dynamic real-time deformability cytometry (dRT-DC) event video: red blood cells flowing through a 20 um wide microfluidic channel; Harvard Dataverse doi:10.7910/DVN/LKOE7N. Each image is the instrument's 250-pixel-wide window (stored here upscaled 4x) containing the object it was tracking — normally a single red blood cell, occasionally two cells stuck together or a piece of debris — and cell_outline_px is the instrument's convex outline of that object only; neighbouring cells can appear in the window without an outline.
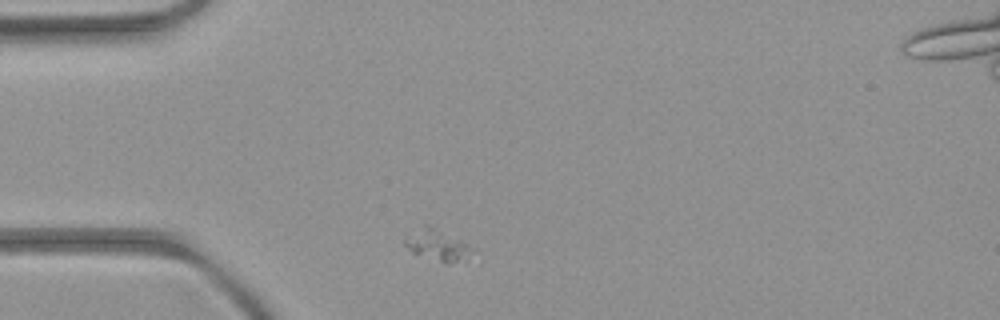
{"species": "common noctule bat (a hibernating species)", "species_latin": "Nyctalus noctula", "temperature_condition": "room temperature", "stored_images_in_passage": 6, "camera_frame_rate_fps": 3000, "um_per_image_px": 0.085, "animal": {"sex": "female", "body_mass_g": 21.9}, "frame": {"image": 1, "passage_image": 1, "time_ms": 0.0, "image_size_px": [1000, 320], "cell_outline_px": [[476, 248], [456, 260], [448, 264], [444, 264], [412, 252], [404, 244], [404, 236], [424, 224], [428, 224]], "centroid_in_image_um": [37.07, 20.8], "position_along_channel_um": 47.9, "area_um2": 11.91}}
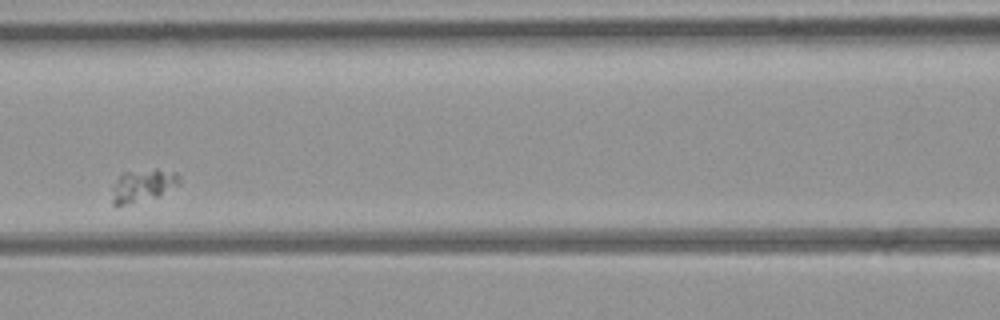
{"frame": {"image": 2, "passage_image": 4, "time_ms": 3.333, "image_size_px": [1000, 320], "cell_outline_px": [[180, 184], [156, 196], [124, 204], [112, 204], [112, 188], [116, 180], [124, 172], [156, 168], [176, 172], [180, 176]], "centroid_in_image_um": [12.16, 15.72], "position_along_channel_um": 154.4, "area_um2": 12.48}}
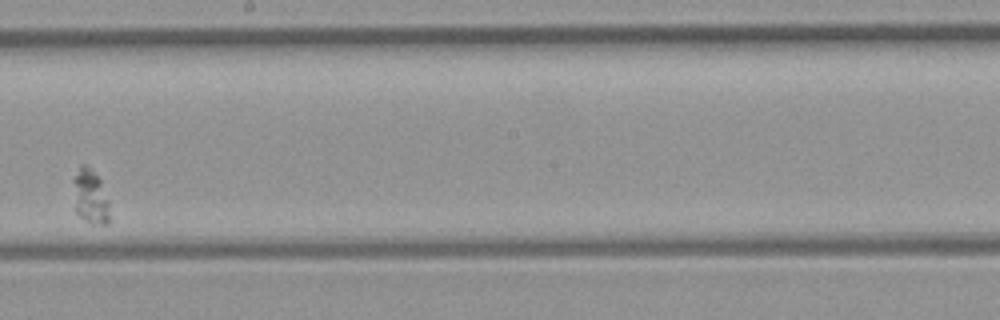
{"frame": {"image": 3, "passage_image": 6, "time_ms": 5.667, "image_size_px": [1000, 320], "cell_outline_px": [[108, 224], [92, 224], [80, 216], [76, 212], [72, 180], [80, 164], [88, 164], [100, 180], [108, 204]], "centroid_in_image_um": [7.64, 16.67], "position_along_channel_um": 240.6, "area_um2": 11.39}}